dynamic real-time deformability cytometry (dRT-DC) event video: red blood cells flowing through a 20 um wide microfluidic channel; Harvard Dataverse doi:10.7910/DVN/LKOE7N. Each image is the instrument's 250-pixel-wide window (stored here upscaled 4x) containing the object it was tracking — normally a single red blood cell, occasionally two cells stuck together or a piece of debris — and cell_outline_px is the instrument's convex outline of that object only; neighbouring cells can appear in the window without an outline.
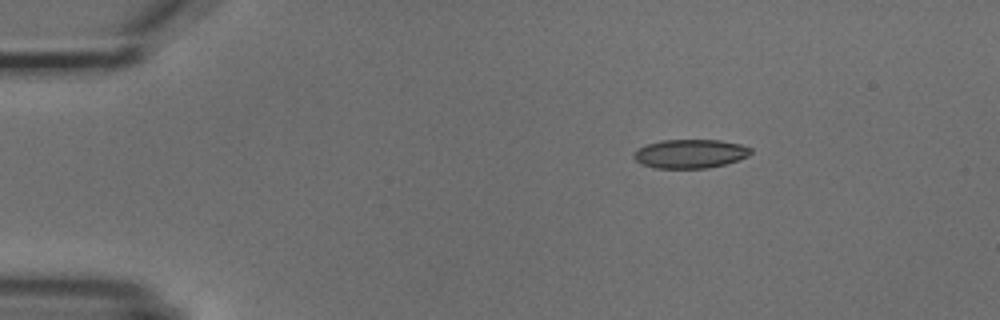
{"species": "common noctule bat (a hibernating species)", "species_latin": "Nyctalus noctula", "temperature_condition": "cold", "stored_images_in_passage": 4, "camera_frame_rate_fps": 3000, "um_per_image_px": 0.085, "animal": {"sex": "male", "body_mass_g": 18.8}, "frame": {"image": 1, "passage_image": 2, "time_ms": 2.0, "image_size_px": [1000, 320], "cell_outline_px": [[752, 152], [748, 156], [740, 160], [708, 168], [656, 168], [644, 164], [636, 160], [632, 156], [632, 152], [636, 148], [660, 140], [720, 140], [740, 144], [752, 148]], "centroid_in_image_um": [58.67, 13.06], "position_along_channel_um": 26.3, "area_um2": 19.77}}